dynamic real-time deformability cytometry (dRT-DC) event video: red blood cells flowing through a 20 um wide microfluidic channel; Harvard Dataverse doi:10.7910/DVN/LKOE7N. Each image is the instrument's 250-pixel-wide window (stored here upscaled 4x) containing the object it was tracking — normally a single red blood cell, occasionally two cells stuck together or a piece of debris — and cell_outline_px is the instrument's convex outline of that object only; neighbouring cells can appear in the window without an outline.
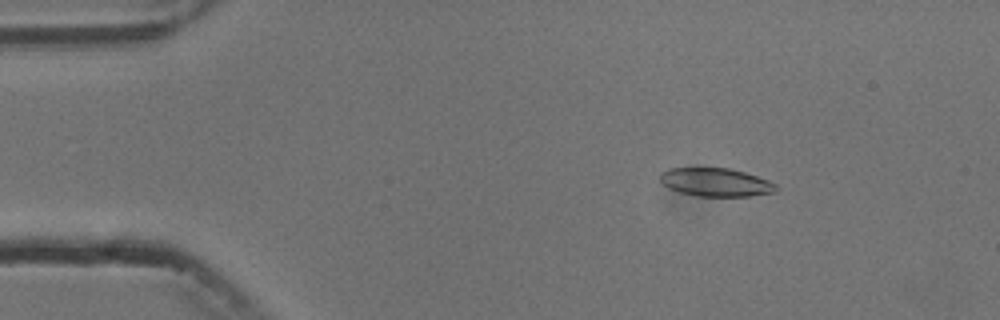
{"species": "common noctule bat (a hibernating species)", "species_latin": "Nyctalus noctula", "temperature_condition": "cold", "stored_images_in_passage": 6, "camera_frame_rate_fps": 3000, "um_per_image_px": 0.085, "animal": {"sex": "male", "body_mass_g": 13.3}, "frame": {"image": 1, "passage_image": 3, "time_ms": 2.333, "image_size_px": [1000, 320], "cell_outline_px": [[776, 192], [748, 196], [696, 196], [680, 192], [668, 188], [660, 180], [660, 172], [668, 168], [732, 168], [768, 180], [776, 184]], "centroid_in_image_um": [60.82, 15.49], "position_along_channel_um": 24.2, "area_um2": 19.13}}
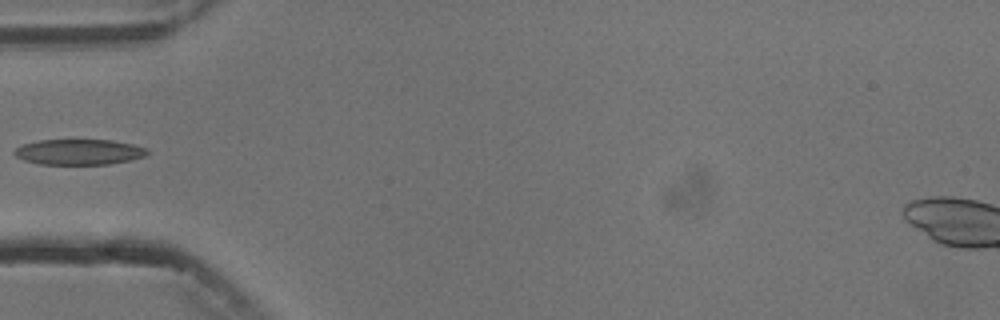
{"frame": {"image": 2, "passage_image": 6, "time_ms": 5.667, "image_size_px": [1000, 320], "cell_outline_px": [[148, 152], [144, 156], [132, 160], [108, 164], [40, 164], [24, 160], [16, 156], [12, 152], [16, 148], [24, 144], [40, 140], [112, 140], [132, 144], [144, 148]], "centroid_in_image_um": [6.7, 12.92], "position_along_channel_um": 78.3, "area_um2": 19.59}}